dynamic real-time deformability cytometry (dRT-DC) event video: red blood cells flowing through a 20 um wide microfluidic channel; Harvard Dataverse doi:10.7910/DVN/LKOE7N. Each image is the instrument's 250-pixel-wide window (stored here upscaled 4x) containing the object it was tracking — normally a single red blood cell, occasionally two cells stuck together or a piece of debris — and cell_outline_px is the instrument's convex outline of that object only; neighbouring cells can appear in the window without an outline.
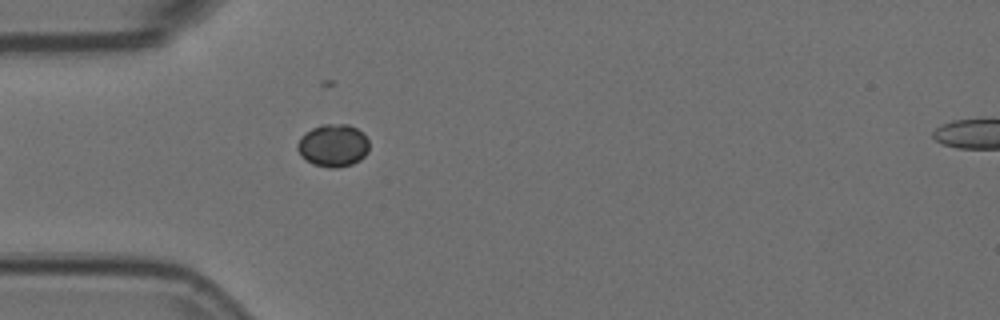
{"species": "Egyptian fruit bat (a non-hibernating species)", "species_latin": "Rousettus aegyptiacus", "temperature_condition": "room temperature", "stored_images_in_passage": 24, "camera_frame_rate_fps": 3000, "um_per_image_px": 0.085, "animal": {"sex": "female"}, "frame": {"image": 1, "passage_image": 1, "time_ms": 0.0, "image_size_px": [1000, 320], "cell_outline_px": [[368, 152], [360, 160], [352, 164], [336, 168], [332, 168], [312, 164], [300, 156], [296, 148], [296, 144], [312, 128], [324, 124], [348, 124], [356, 128], [368, 140]], "centroid_in_image_um": [28.31, 12.38], "position_along_channel_um": 56.7, "area_um2": 17.63}}